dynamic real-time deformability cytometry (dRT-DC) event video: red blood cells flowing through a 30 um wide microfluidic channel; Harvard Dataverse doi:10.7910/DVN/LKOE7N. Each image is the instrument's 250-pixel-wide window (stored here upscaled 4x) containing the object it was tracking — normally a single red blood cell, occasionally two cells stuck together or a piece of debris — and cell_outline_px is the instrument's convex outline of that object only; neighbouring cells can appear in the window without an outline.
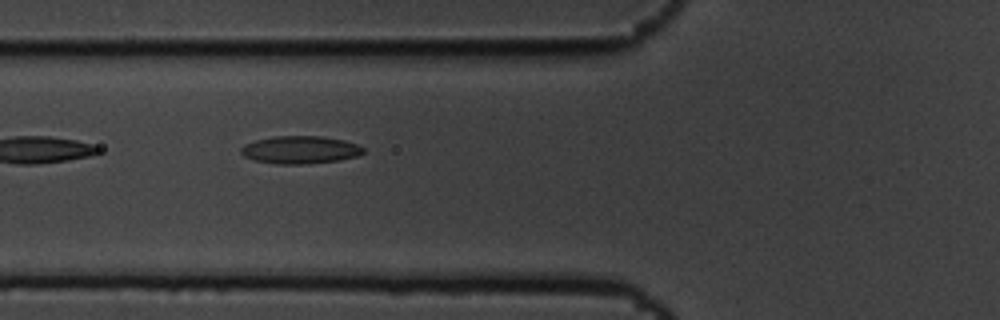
{"species": "common noctule bat (a hibernating species)", "species_latin": "Nyctalus noctula", "temperature_condition": "cold", "stored_images_in_passage": 7, "camera_frame_rate_fps": 3000, "um_per_image_px": 0.085, "animal": {"sex": "male", "body_mass_g": 19.5, "forearm_length_mm": 54.6}, "frame": {"image": 1, "passage_image": 6, "time_ms": 1.667, "image_size_px": [1000, 320], "cell_outline_px": [[364, 152], [356, 156], [340, 160], [300, 164], [276, 164], [252, 160], [244, 156], [240, 152], [240, 148], [244, 144], [256, 140], [272, 136], [324, 136], [344, 140], [356, 144], [364, 148]], "centroid_in_image_um": [25.48, 12.73], "position_along_channel_um": 100.3, "area_um2": 19.83}}
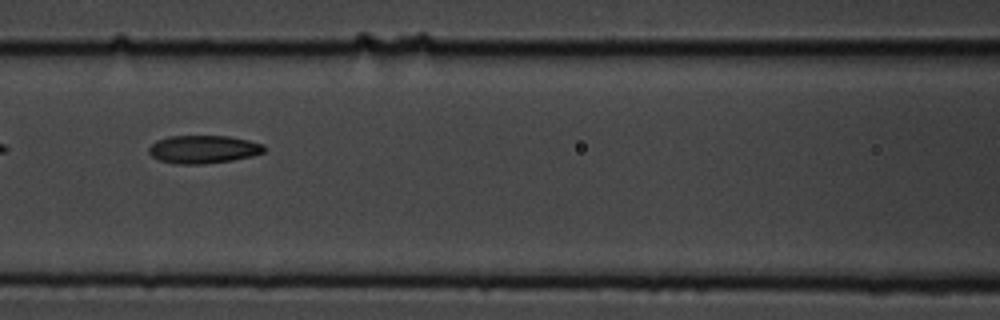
{"frame": {"image": 2, "passage_image": 7, "time_ms": 2.0, "image_size_px": [1000, 320], "cell_outline_px": [[264, 152], [252, 156], [232, 160], [204, 164], [176, 164], [160, 160], [152, 156], [148, 152], [148, 148], [156, 140], [168, 136], [228, 136], [248, 140], [264, 144]], "centroid_in_image_um": [17.27, 12.69], "position_along_channel_um": 149.3, "area_um2": 18.84}}